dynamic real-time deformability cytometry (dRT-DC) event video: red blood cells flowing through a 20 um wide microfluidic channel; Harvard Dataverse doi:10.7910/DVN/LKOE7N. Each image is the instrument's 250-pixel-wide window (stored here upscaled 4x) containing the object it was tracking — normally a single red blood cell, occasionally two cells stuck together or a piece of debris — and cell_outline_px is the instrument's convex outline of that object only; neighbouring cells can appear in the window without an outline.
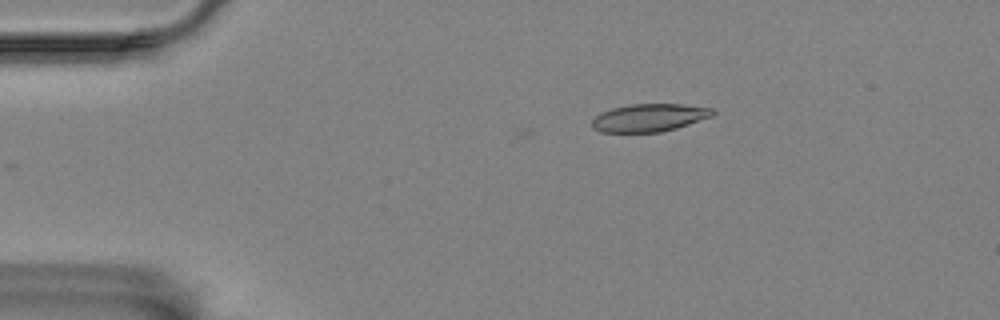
{"species": "Egyptian fruit bat (a non-hibernating species)", "species_latin": "Rousettus aegyptiacus", "temperature_condition": "room temperature", "stored_images_in_passage": 49, "camera_frame_rate_fps": 3000, "um_per_image_px": 0.085, "animal": {"sex": "female"}, "frame": {"image": 1, "passage_image": 1, "time_ms": 0.0, "image_size_px": [1000, 320], "cell_outline_px": [[716, 112], [712, 116], [676, 128], [660, 132], [600, 132], [592, 128], [592, 120], [600, 112], [612, 108], [628, 104], [684, 104], [712, 108]], "centroid_in_image_um": [55.17, 10.0], "position_along_channel_um": 29.8, "area_um2": 19.59}}
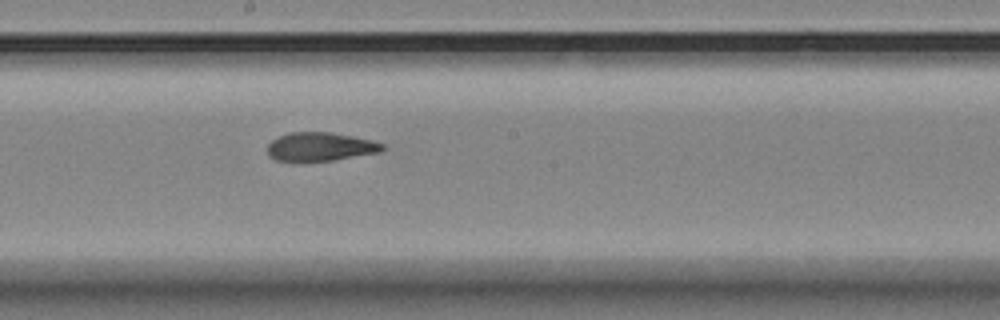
{"frame": {"image": 2, "passage_image": 22, "time_ms": 7.0, "image_size_px": [1000, 320], "cell_outline_px": [[384, 148], [380, 152], [332, 160], [276, 160], [268, 156], [268, 144], [272, 140], [288, 132], [332, 132], [372, 140], [384, 144]], "centroid_in_image_um": [27.23, 12.45], "position_along_channel_um": 221.0, "area_um2": 18.9}}
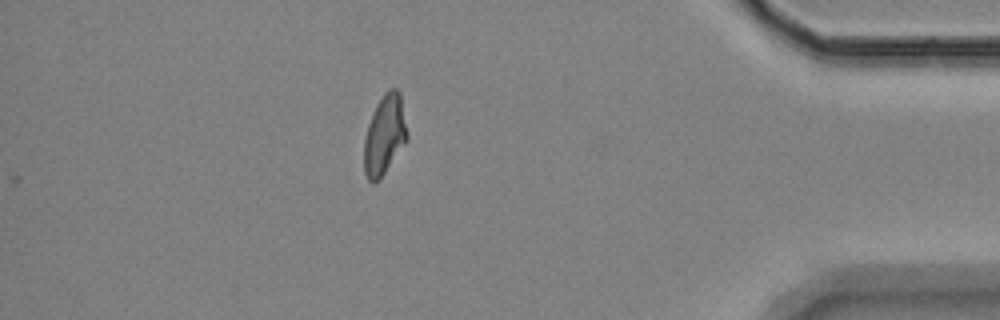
{"frame": {"image": 3, "passage_image": 41, "time_ms": 13.333, "image_size_px": [1000, 320], "cell_outline_px": [[408, 140], [380, 180], [372, 184], [368, 180], [364, 172], [364, 140], [368, 124], [372, 112], [376, 104], [384, 92], [388, 88], [396, 88], [400, 92], [408, 132]], "centroid_in_image_um": [32.69, 11.48], "position_along_channel_um": 402.5, "area_um2": 20.46}}